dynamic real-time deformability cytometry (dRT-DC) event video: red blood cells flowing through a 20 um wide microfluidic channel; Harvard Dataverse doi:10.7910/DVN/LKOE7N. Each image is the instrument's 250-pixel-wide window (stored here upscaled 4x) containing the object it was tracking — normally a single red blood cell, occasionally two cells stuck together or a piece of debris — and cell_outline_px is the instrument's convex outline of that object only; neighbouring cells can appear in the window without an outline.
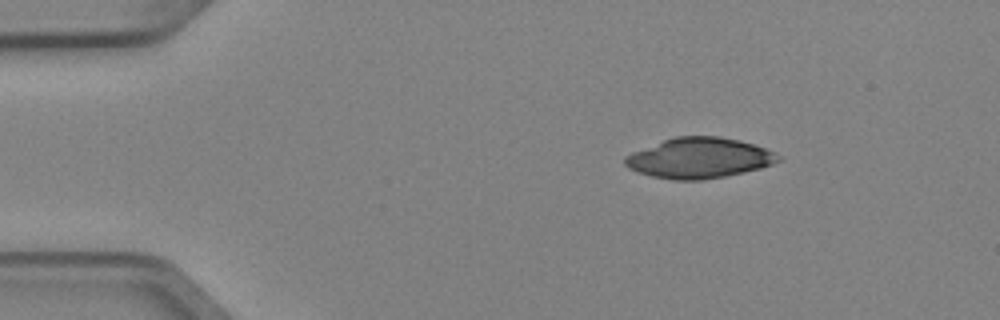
{"species": "Egyptian fruit bat (a non-hibernating species)", "species_latin": "Rousettus aegyptiacus", "temperature_condition": "cold", "stored_images_in_passage": 4, "camera_frame_rate_fps": 3000, "um_per_image_px": 0.085, "animal": {"sex": "female"}, "frame": {"image": 1, "passage_image": 2, "time_ms": 0.333, "image_size_px": [1000, 320], "cell_outline_px": [[784, 160], [760, 168], [724, 176], [700, 180], [672, 180], [652, 176], [636, 172], [628, 168], [624, 164], [624, 156], [632, 152], [664, 140], [676, 136], [720, 136], [740, 140], [776, 152]], "centroid_in_image_um": [59.43, 13.43], "position_along_channel_um": 25.6, "area_um2": 36.13}}